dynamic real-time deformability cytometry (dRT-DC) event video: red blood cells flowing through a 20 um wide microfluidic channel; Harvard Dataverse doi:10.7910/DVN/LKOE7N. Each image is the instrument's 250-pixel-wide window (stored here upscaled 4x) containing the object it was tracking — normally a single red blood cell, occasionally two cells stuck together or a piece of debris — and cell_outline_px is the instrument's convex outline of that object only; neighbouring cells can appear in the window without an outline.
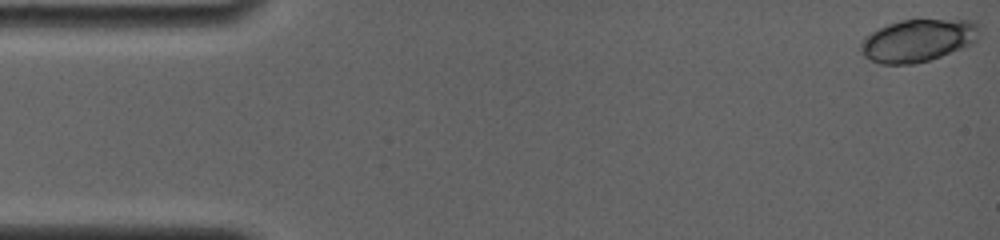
{"species": "common noctule bat (a hibernating species)", "species_latin": "Nyctalus noctula", "temperature_condition": "room temperature", "stored_images_in_passage": 8, "camera_frame_rate_fps": 4000, "um_per_image_px": 0.085, "animal": {"sex": "female", "body_mass_g": 19.0, "forearm_length_mm": 56.7}, "frame": {"image": 1, "passage_image": 1, "time_ms": 0.0, "image_size_px": [1000, 240], "cell_outline_px": [[980, 36], [972, 44], [940, 56], [928, 60], [912, 64], [880, 64], [864, 56], [860, 48], [860, 44], [864, 36], [888, 24], [900, 20], [972, 20], [980, 24]], "centroid_in_image_um": [78.04, 3.43], "position_along_channel_um": 7.0, "area_um2": 29.36}}
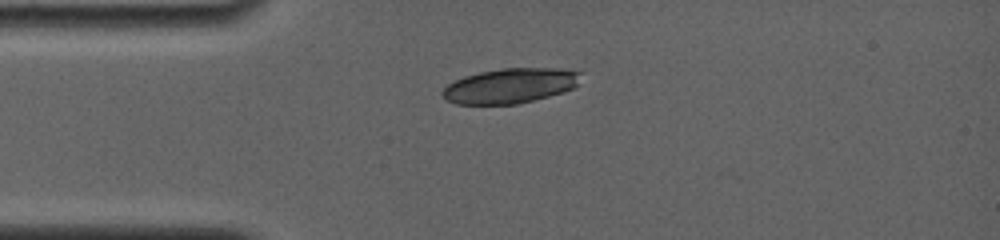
{"frame": {"image": 2, "passage_image": 7, "time_ms": 3.75, "image_size_px": [1000, 240], "cell_outline_px": [[580, 84], [564, 92], [516, 104], [456, 104], [448, 100], [440, 92], [448, 84], [464, 76], [480, 72], [504, 68], [556, 68], [580, 72]], "centroid_in_image_um": [43.38, 7.28], "position_along_channel_um": 41.6, "area_um2": 27.98}}